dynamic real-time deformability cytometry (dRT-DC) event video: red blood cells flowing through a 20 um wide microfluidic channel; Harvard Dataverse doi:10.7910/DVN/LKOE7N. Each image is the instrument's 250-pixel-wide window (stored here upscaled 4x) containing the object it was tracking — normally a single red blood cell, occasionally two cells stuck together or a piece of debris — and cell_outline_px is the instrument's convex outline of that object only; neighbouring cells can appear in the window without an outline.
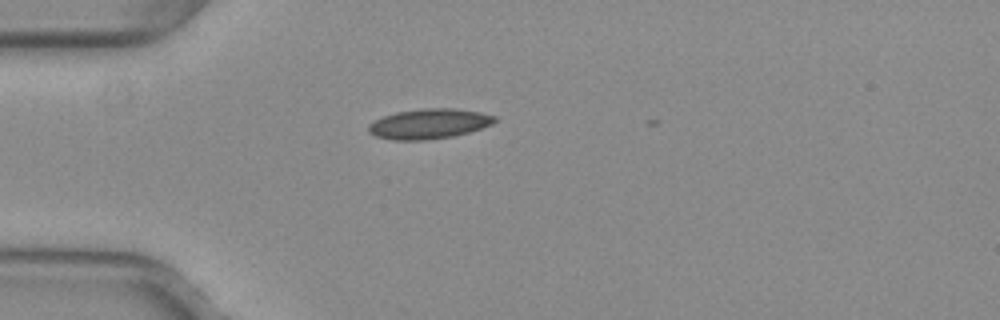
{"species": "common noctule bat (a hibernating species)", "species_latin": "Nyctalus noctula", "temperature_condition": "warm", "stored_images_in_passage": 2, "camera_frame_rate_fps": 3000, "um_per_image_px": 0.085, "animal": {"sex": "female", "body_mass_g": 29.2, "forearm_length_mm": 56.3}, "frame": {"image": 1, "passage_image": 1, "time_ms": 0.0, "image_size_px": [1000, 320], "cell_outline_px": [[496, 120], [492, 124], [468, 132], [452, 136], [424, 140], [392, 140], [376, 136], [368, 132], [368, 124], [384, 116], [396, 112], [420, 108], [456, 108], [480, 112], [496, 116]], "centroid_in_image_um": [36.45, 10.51], "position_along_channel_um": 48.5, "area_um2": 22.02}}